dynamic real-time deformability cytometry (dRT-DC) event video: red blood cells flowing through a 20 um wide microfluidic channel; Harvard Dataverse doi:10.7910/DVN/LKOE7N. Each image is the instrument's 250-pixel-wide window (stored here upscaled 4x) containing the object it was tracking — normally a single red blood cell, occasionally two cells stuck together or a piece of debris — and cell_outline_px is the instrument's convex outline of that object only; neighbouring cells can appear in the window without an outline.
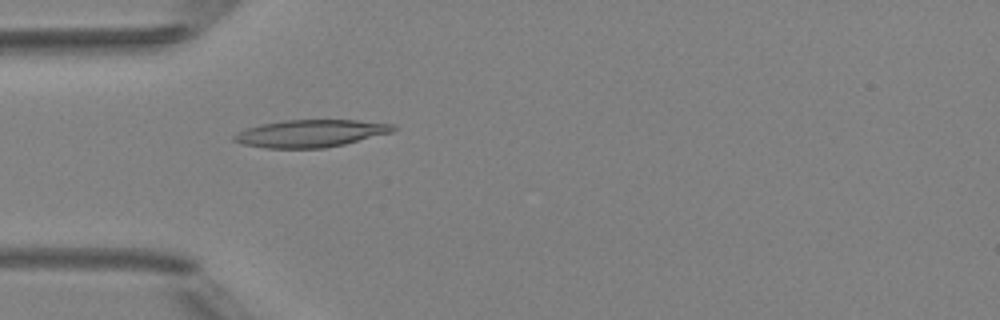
{"species": "Egyptian fruit bat (a non-hibernating species)", "species_latin": "Rousettus aegyptiacus", "temperature_condition": "room temperature", "stored_images_in_passage": 5, "camera_frame_rate_fps": 3000, "um_per_image_px": 0.085, "animal": {"sex": "female"}, "frame": {"image": 1, "passage_image": 5, "time_ms": 4.667, "image_size_px": [1000, 320], "cell_outline_px": [[396, 128], [392, 132], [344, 144], [324, 148], [264, 148], [244, 144], [232, 140], [232, 136], [236, 132], [244, 128], [260, 124], [284, 120], [356, 120], [396, 124]], "centroid_in_image_um": [26.36, 11.33], "position_along_channel_um": 58.6, "area_um2": 25.49}}